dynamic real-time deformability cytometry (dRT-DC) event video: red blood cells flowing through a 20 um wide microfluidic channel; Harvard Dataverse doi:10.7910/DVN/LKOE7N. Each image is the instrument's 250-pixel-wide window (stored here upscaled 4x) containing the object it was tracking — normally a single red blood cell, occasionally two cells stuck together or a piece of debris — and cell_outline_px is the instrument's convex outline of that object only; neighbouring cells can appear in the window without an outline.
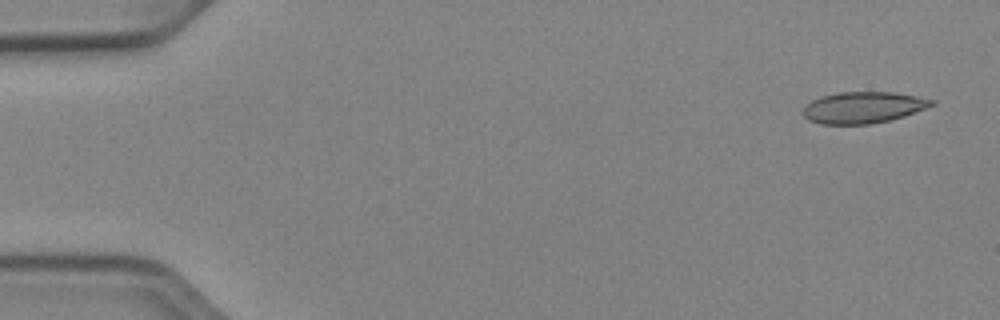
{"species": "Egyptian fruit bat (a non-hibernating species)", "species_latin": "Rousettus aegyptiacus", "temperature_condition": "cold", "stored_images_in_passage": 51, "camera_frame_rate_fps": 3000, "um_per_image_px": 0.085, "animal": {"sex": "female"}, "frame": {"image": 1, "passage_image": 2, "time_ms": 0.333, "image_size_px": [1000, 320], "cell_outline_px": [[936, 104], [904, 116], [888, 120], [868, 124], [820, 124], [808, 120], [804, 116], [804, 108], [812, 100], [820, 96], [840, 92], [892, 92], [916, 96], [936, 100]], "centroid_in_image_um": [73.38, 9.13], "position_along_channel_um": 11.6, "area_um2": 23.41}}
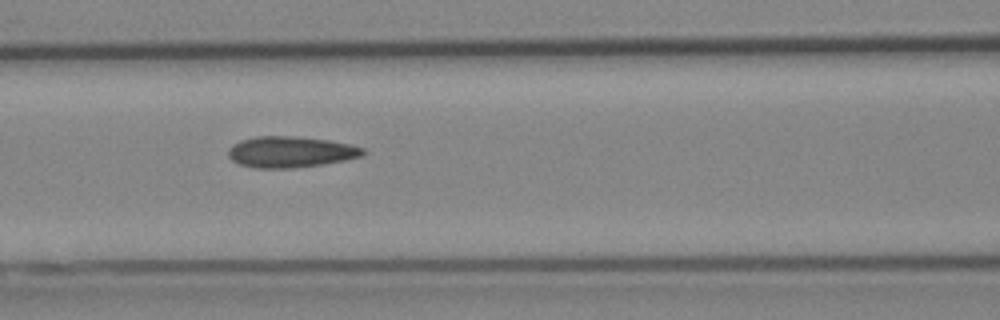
{"frame": {"image": 2, "passage_image": 22, "time_ms": 7.0, "image_size_px": [1000, 320], "cell_outline_px": [[364, 152], [360, 156], [344, 160], [320, 164], [292, 168], [256, 168], [240, 164], [232, 160], [228, 156], [228, 148], [232, 144], [240, 140], [256, 136], [292, 136], [328, 140], [348, 144], [364, 148]], "centroid_in_image_um": [24.63, 12.91], "position_along_channel_um": 142.0, "area_um2": 24.16}}
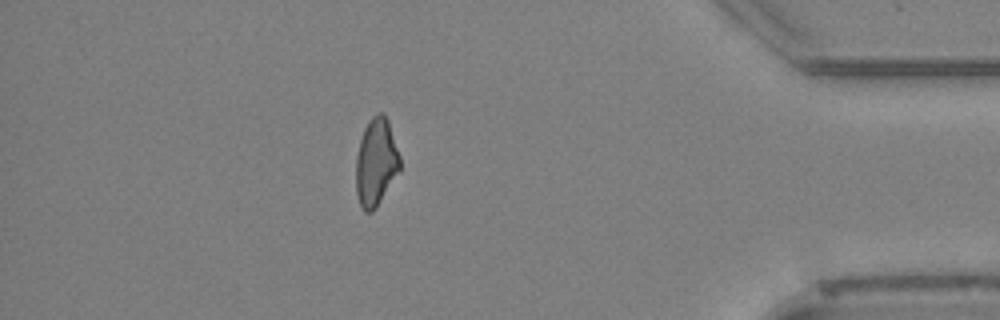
{"frame": {"image": 3, "passage_image": 45, "time_ms": 14.667, "image_size_px": [1000, 320], "cell_outline_px": [[400, 172], [376, 208], [372, 212], [364, 212], [360, 208], [356, 196], [356, 156], [360, 140], [364, 128], [368, 120], [376, 112], [384, 112], [388, 120], [400, 156]], "centroid_in_image_um": [31.96, 13.81], "position_along_channel_um": 403.2, "area_um2": 22.95}, "authors_computed_cell_mechanics": {"area_um2": 23.5824, "velocity_mm_per_s": 3.9379, "shape_relaxation_time_tau1_ms": null, "shape_relaxation_time_tau2_ms": 2.8087, "deformation_change_tau1": null, "deformation_change_tau2": 0.1108}}